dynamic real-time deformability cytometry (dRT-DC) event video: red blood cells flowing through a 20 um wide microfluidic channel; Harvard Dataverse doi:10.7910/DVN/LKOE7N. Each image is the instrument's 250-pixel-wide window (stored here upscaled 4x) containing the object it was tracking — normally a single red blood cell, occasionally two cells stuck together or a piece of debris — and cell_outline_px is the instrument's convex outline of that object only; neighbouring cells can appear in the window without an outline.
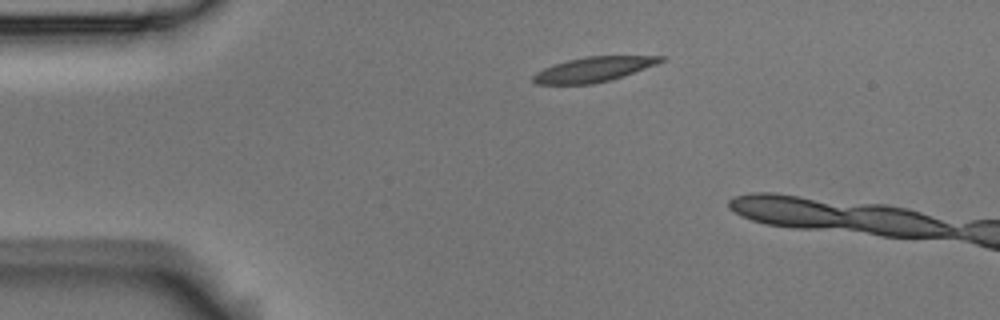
{"species": "Egyptian fruit bat (a non-hibernating species)", "species_latin": "Rousettus aegyptiacus", "temperature_condition": "room temperature", "stored_images_in_passage": 2, "camera_frame_rate_fps": 3000, "um_per_image_px": 0.085, "animal": {"sex": "male"}, "frame": {"image": 1, "passage_image": 1, "time_ms": 0.0, "image_size_px": [1000, 320], "cell_outline_px": [[668, 56], [664, 60], [656, 64], [624, 76], [612, 80], [592, 84], [536, 84], [532, 80], [532, 76], [536, 72], [544, 68], [568, 60], [588, 56]], "centroid_in_image_um": [50.46, 5.9], "position_along_channel_um": 34.5, "area_um2": 18.38}}